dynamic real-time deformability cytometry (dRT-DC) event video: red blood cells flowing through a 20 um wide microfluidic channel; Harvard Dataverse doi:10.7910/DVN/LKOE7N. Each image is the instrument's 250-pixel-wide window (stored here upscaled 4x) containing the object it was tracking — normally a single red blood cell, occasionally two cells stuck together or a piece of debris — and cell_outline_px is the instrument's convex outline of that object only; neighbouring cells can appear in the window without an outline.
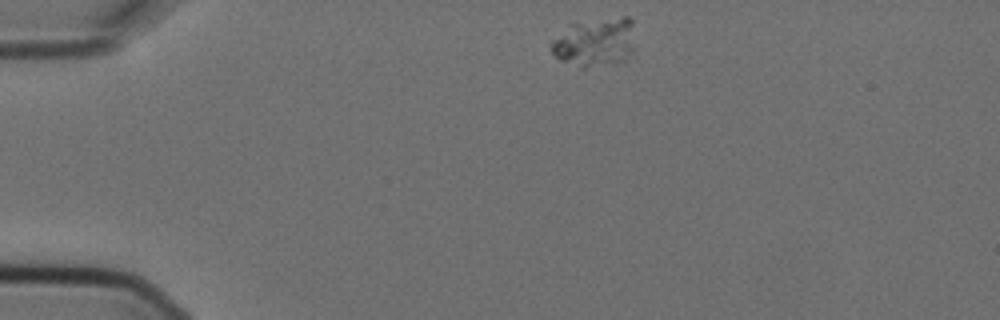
{"species": "Egyptian fruit bat (a non-hibernating species)", "species_latin": "Rousettus aegyptiacus", "temperature_condition": "cold", "stored_images_in_passage": 6, "camera_frame_rate_fps": 3000, "um_per_image_px": 0.085, "animal": {"sex": "female"}, "frame": {"image": 1, "passage_image": 1, "time_ms": 0.0, "image_size_px": [1000, 320], "cell_outline_px": [[632, 52], [624, 64], [584, 68], [580, 68], [560, 60], [552, 52], [552, 40], [572, 24], [624, 16], [628, 16], [632, 20]], "centroid_in_image_um": [50.62, 3.65], "position_along_channel_um": 34.4, "area_um2": 23.76}}
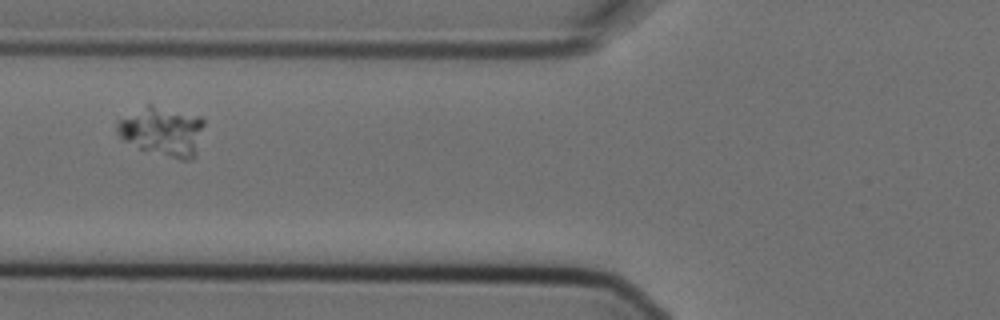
{"frame": {"image": 2, "passage_image": 4, "time_ms": 1.0, "image_size_px": [1000, 320], "cell_outline_px": [[204, 124], [196, 156], [188, 160], [180, 160], [140, 148], [124, 140], [116, 132], [116, 120], [148, 104], [200, 116], [204, 120]], "centroid_in_image_um": [13.81, 11.16], "position_along_channel_um": 112.0, "area_um2": 24.85}}
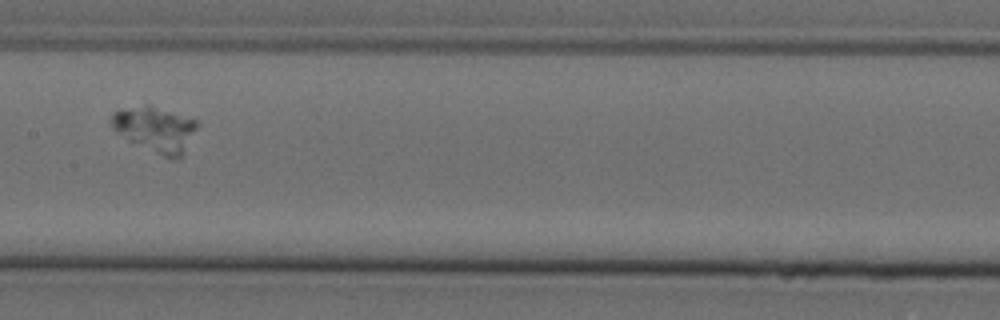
{"frame": {"image": 3, "passage_image": 6, "time_ms": 1.667, "image_size_px": [1000, 320], "cell_outline_px": [[200, 124], [180, 156], [176, 160], [172, 160], [128, 140], [112, 128], [108, 120], [112, 112], [148, 108], [168, 112], [196, 120]], "centroid_in_image_um": [13.21, 11.06], "position_along_channel_um": 194.2, "area_um2": 21.33}}